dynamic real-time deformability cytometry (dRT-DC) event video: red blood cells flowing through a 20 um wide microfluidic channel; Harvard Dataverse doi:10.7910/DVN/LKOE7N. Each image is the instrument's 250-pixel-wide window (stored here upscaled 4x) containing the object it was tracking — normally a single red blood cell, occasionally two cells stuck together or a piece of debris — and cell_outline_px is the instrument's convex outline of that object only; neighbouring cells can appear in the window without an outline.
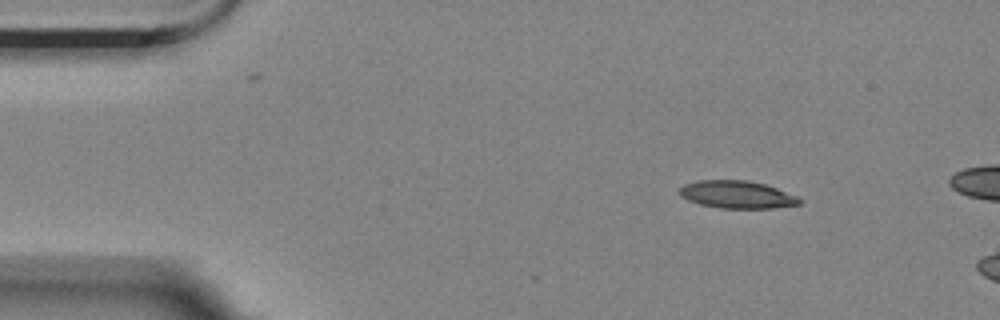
{"species": "Egyptian fruit bat (a non-hibernating species)", "species_latin": "Rousettus aegyptiacus", "temperature_condition": "room temperature", "stored_images_in_passage": 3, "camera_frame_rate_fps": 3000, "um_per_image_px": 0.085, "animal": {"sex": "female"}, "frame": {"image": 1, "passage_image": 1, "time_ms": 0.0, "image_size_px": [1000, 320], "cell_outline_px": [[800, 204], [772, 208], [720, 208], [700, 204], [688, 200], [680, 196], [680, 188], [684, 184], [696, 180], [748, 180], [764, 184], [776, 188], [796, 196], [800, 200]], "centroid_in_image_um": [62.6, 16.53], "position_along_channel_um": 22.4, "area_um2": 19.13}}